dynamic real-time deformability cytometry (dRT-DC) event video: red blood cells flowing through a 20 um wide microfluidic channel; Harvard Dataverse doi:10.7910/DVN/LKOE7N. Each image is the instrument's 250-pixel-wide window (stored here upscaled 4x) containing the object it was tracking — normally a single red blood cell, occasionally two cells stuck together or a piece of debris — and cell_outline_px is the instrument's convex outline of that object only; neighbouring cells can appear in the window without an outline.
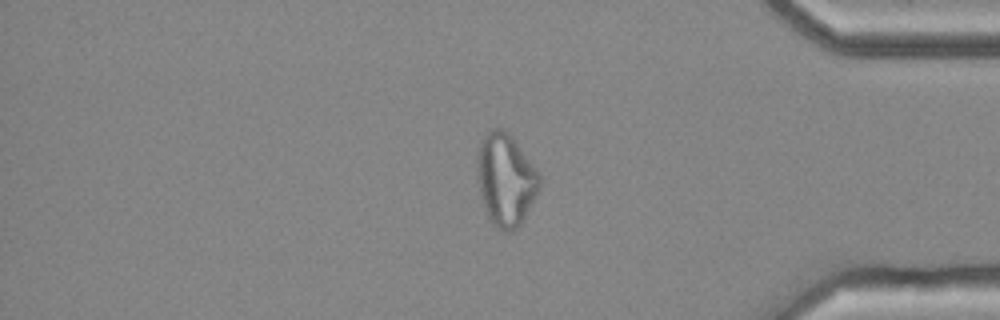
{"species": "common noctule bat (a hibernating species)", "species_latin": "Nyctalus noctula", "temperature_condition": "cold", "stored_images_in_passage": 53, "camera_frame_rate_fps": 3000, "um_per_image_px": 0.085, "animal": {"sex": "female", "body_mass_g": 25.1}, "frame": {"image": 1, "passage_image": 46, "time_ms": 15.0, "image_size_px": [1000, 320], "cell_outline_px": [[540, 184], [520, 224], [512, 232], [504, 232], [496, 228], [492, 224], [488, 216], [480, 196], [476, 176], [476, 152], [484, 132], [492, 128], [500, 128], [508, 132], [540, 172]], "centroid_in_image_um": [42.92, 15.23], "position_along_channel_um": 392.3, "area_um2": 33.76}}